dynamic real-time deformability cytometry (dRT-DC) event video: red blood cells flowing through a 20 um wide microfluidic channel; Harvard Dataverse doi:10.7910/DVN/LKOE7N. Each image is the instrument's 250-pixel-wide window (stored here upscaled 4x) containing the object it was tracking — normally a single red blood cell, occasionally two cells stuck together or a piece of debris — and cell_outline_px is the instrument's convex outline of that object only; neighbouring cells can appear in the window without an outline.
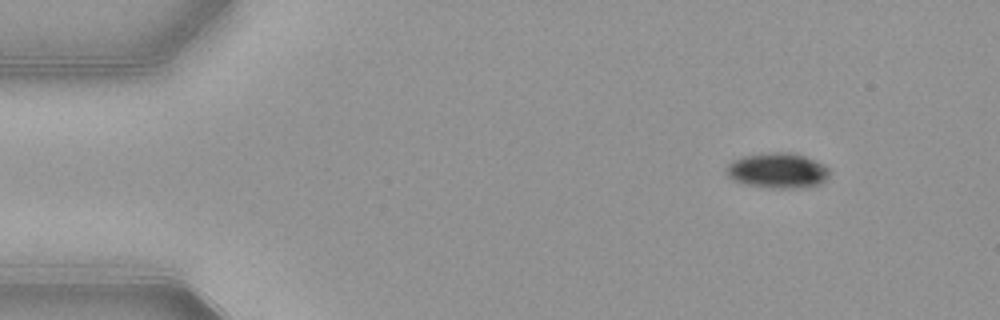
{"species": "common noctule bat (a hibernating species)", "species_latin": "Nyctalus noctula", "temperature_condition": "warm", "stored_images_in_passage": 48, "camera_frame_rate_fps": 3000, "um_per_image_px": 0.085, "animal": {"sex": "female", "body_mass_g": 21.9}, "frame": {"image": 1, "passage_image": 1, "time_ms": 0.0, "image_size_px": [1000, 320], "cell_outline_px": [[828, 176], [820, 184], [804, 188], [768, 188], [744, 184], [732, 180], [728, 176], [728, 164], [732, 160], [744, 156], [776, 152], [788, 152], [804, 156], [824, 164], [828, 168]], "centroid_in_image_um": [66.1, 14.51], "position_along_channel_um": 18.9, "area_um2": 21.1}}
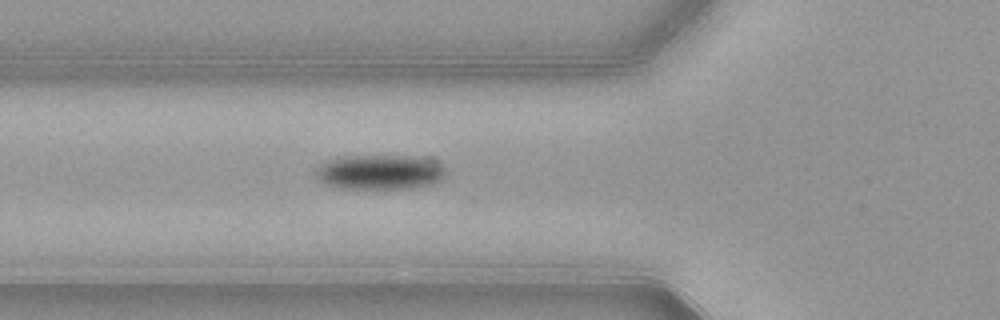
{"frame": {"image": 2, "passage_image": 14, "time_ms": 4.333, "image_size_px": [1000, 320], "cell_outline_px": [[444, 176], [440, 180], [432, 184], [412, 188], [340, 188], [324, 184], [316, 176], [316, 168], [320, 164], [328, 160], [344, 156], [428, 156], [436, 160], [444, 168]], "centroid_in_image_um": [32.31, 14.61], "position_along_channel_um": 93.5, "area_um2": 26.53}}
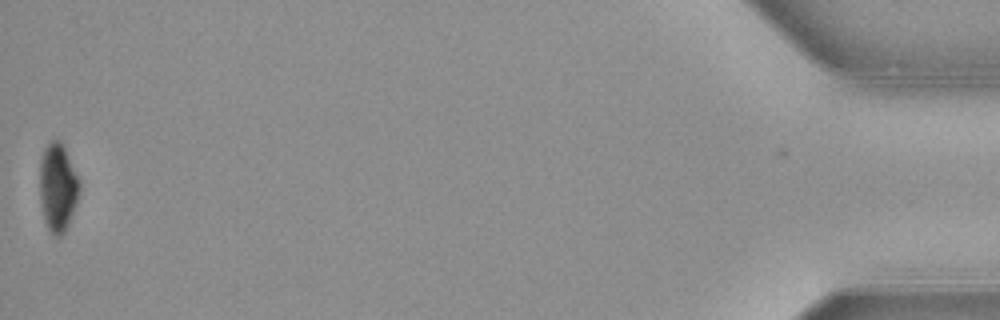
{"frame": {"image": 3, "passage_image": 48, "time_ms": 15.667, "image_size_px": [1000, 320], "cell_outline_px": [[80, 192], [76, 204], [68, 224], [64, 232], [60, 236], [56, 236], [48, 228], [44, 220], [40, 204], [40, 160], [44, 148], [52, 140], [60, 140], [80, 180]], "centroid_in_image_um": [4.91, 15.93], "position_along_channel_um": 430.3, "area_um2": 20.29}, "authors_computed_cell_mechanics": {"area_um2": 23.9003, "velocity_mm_per_s": 3.8859, "shape_relaxation_time_tau1_ms": 2.1662, "shape_relaxation_time_tau2_ms": null, "deformation_change_tau1": 0.1159, "deformation_change_tau2": null}}